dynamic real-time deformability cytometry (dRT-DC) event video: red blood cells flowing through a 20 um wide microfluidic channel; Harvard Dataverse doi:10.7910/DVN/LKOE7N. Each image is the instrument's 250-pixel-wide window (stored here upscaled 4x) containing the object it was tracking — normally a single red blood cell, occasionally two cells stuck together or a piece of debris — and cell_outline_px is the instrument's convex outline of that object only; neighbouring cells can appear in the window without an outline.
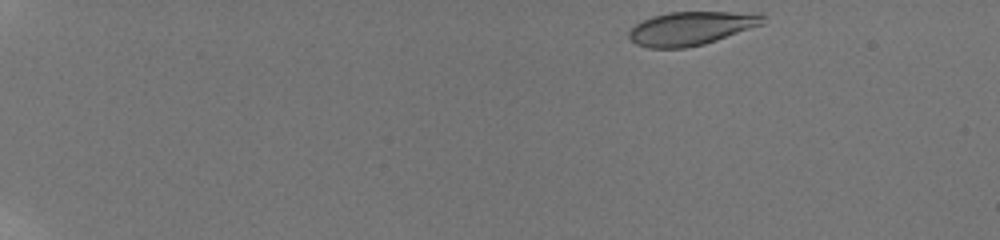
{"species": "human", "species_latin": "Homo sapiens", "temperature_condition": "room temperature", "stored_images_in_passage": 44, "camera_frame_rate_fps": 3000, "um_per_image_px": 0.085, "donor": {"sex": "male"}, "frame": {"image": 1, "passage_image": 1, "time_ms": 0.0, "image_size_px": [1000, 240], "cell_outline_px": [[764, 24], [704, 44], [684, 48], [648, 48], [636, 44], [628, 36], [628, 32], [636, 24], [652, 16], [668, 12], [760, 12], [764, 16]], "centroid_in_image_um": [58.77, 2.4], "position_along_channel_um": 26.2, "area_um2": 26.24}}
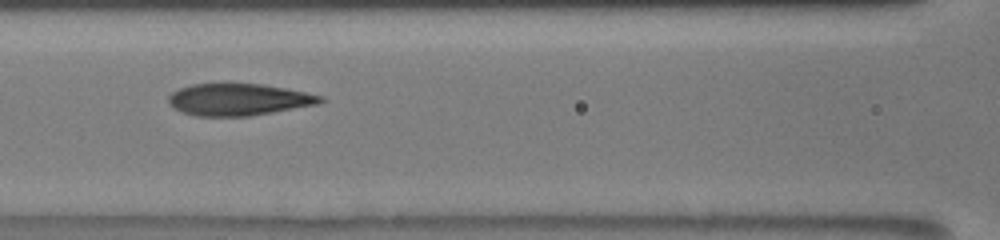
{"frame": {"image": 2, "passage_image": 21, "time_ms": 7.0, "image_size_px": [1000, 240], "cell_outline_px": [[328, 100], [316, 104], [272, 112], [248, 116], [196, 116], [172, 108], [168, 104], [168, 96], [172, 92], [180, 88], [192, 84], [224, 80], [264, 84], [324, 96]], "centroid_in_image_um": [20.23, 8.41], "position_along_channel_um": 146.4, "area_um2": 29.13}}
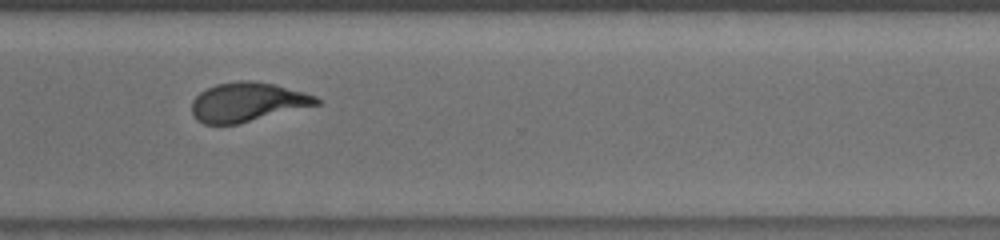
{"frame": {"image": 3, "passage_image": 37, "time_ms": 12.333, "image_size_px": [1000, 240], "cell_outline_px": [[320, 104], [236, 124], [204, 124], [196, 120], [192, 112], [192, 100], [200, 92], [216, 84], [240, 80], [252, 80], [272, 84], [304, 92], [316, 96], [320, 100]], "centroid_in_image_um": [21.01, 8.67], "position_along_channel_um": 349.6, "area_um2": 28.21}, "authors_computed_cell_mechanics": {"area_um2": 28.6688, "velocity_mm_per_s": 3.8185, "shape_relaxation_time_tau1_ms": 4.4565, "shape_relaxation_time_tau2_ms": 1.4002, "deformation_change_tau1": 0.1887, "deformation_change_tau2": 0.0815}}